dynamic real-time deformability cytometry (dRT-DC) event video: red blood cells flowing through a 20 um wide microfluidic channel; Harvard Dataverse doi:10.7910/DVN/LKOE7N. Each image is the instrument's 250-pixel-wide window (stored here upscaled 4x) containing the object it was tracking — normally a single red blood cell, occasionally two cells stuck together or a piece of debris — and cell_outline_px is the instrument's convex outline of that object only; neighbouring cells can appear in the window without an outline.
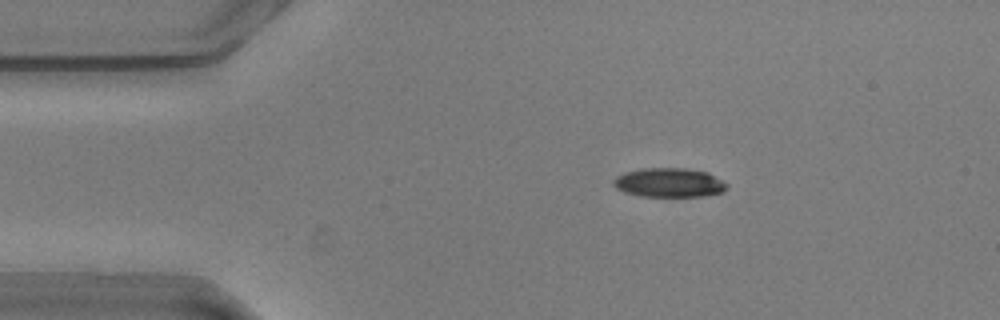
{"species": "common noctule bat (a hibernating species)", "species_latin": "Nyctalus noctula", "temperature_condition": "warm", "stored_images_in_passage": 49, "camera_frame_rate_fps": 3000, "um_per_image_px": 0.085, "animal": {"sex": "male", "body_mass_g": 20.5, "forearm_length_mm": 52.5}, "frame": {"image": 1, "passage_image": 3, "time_ms": 0.667, "image_size_px": [1000, 320], "cell_outline_px": [[728, 188], [724, 192], [704, 196], [640, 196], [624, 192], [616, 188], [612, 184], [612, 180], [616, 176], [624, 172], [640, 168], [688, 168], [708, 172], [728, 184]], "centroid_in_image_um": [56.87, 15.51], "position_along_channel_um": 28.1, "area_um2": 19.54}}
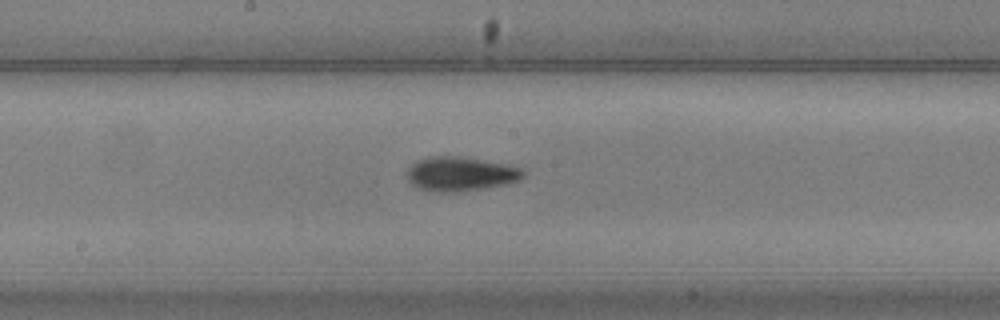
{"frame": {"image": 2, "passage_image": 22, "time_ms": 7.0, "image_size_px": [1000, 320], "cell_outline_px": [[524, 176], [520, 180], [508, 184], [452, 192], [428, 192], [416, 188], [408, 180], [408, 168], [416, 160], [428, 156], [460, 156], [508, 164], [524, 168]], "centroid_in_image_um": [39.14, 14.77], "position_along_channel_um": 209.1, "area_um2": 23.47}}
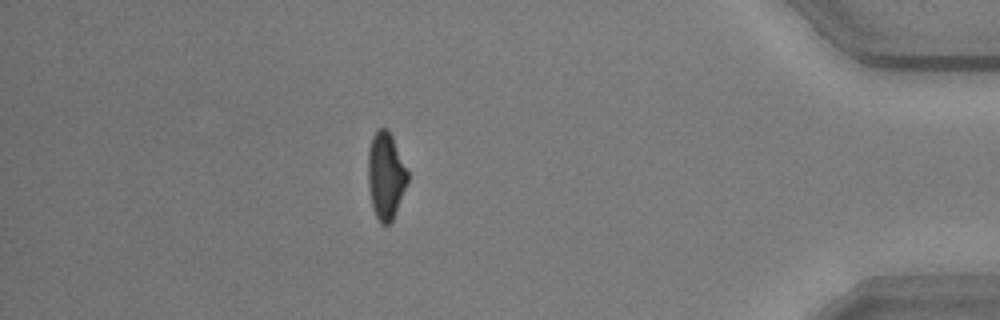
{"frame": {"image": 3, "passage_image": 42, "time_ms": 13.667, "image_size_px": [1000, 320], "cell_outline_px": [[408, 180], [392, 220], [388, 224], [380, 224], [372, 208], [368, 184], [368, 148], [372, 136], [380, 128], [388, 128], [392, 136], [408, 172]], "centroid_in_image_um": [32.77, 14.92], "position_along_channel_um": 402.4, "area_um2": 19.88}, "authors_computed_cell_mechanics": {"area_um2": 21.1548, "velocity_mm_per_s": 3.6153, "shape_relaxation_time_tau1_ms": 3.6649, "shape_relaxation_time_tau2_ms": 5.0711, "deformation_change_tau1": 0.1471, "deformation_change_tau2": 0.1086}}